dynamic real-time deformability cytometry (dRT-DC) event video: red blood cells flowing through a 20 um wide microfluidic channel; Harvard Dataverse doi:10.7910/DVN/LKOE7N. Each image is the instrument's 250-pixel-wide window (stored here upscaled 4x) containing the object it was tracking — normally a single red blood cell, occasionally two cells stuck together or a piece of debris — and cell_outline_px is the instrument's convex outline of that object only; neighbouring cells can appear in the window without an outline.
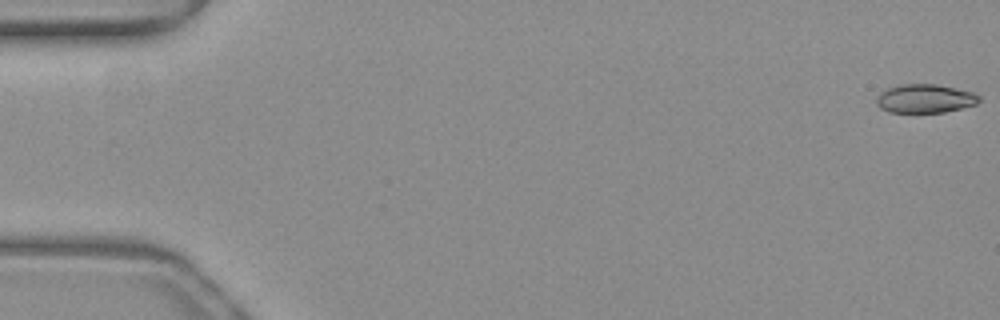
{"species": "common noctule bat (a hibernating species)", "species_latin": "Nyctalus noctula", "temperature_condition": "warm", "stored_images_in_passage": 52, "camera_frame_rate_fps": 3000, "um_per_image_px": 0.085, "animal": {"sex": "female", "body_mass_g": 19.3, "forearm_length_mm": 54.1}, "frame": {"image": 1, "passage_image": 1, "time_ms": 0.0, "image_size_px": [1000, 320], "cell_outline_px": [[980, 100], [976, 104], [944, 112], [888, 112], [880, 108], [876, 104], [876, 96], [880, 92], [888, 88], [900, 84], [936, 84], [972, 92], [980, 96]], "centroid_in_image_um": [78.58, 8.38], "position_along_channel_um": 6.4, "area_um2": 17.11}}
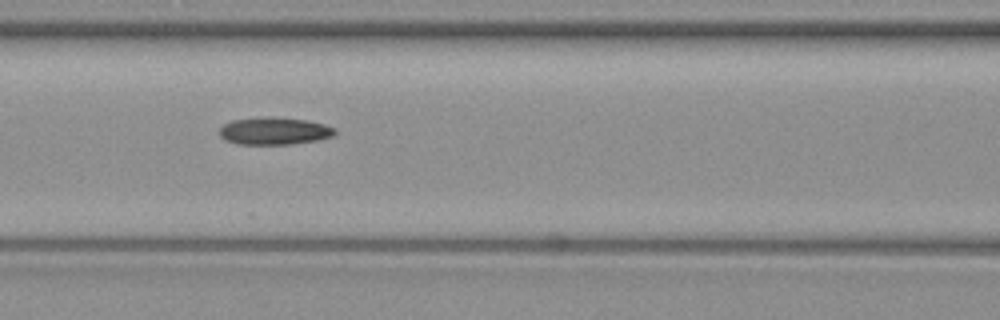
{"frame": {"image": 2, "passage_image": 23, "time_ms": 7.333, "image_size_px": [1000, 320], "cell_outline_px": [[336, 136], [320, 140], [292, 144], [236, 144], [224, 140], [220, 136], [220, 128], [224, 124], [232, 120], [308, 120], [324, 124], [336, 128]], "centroid_in_image_um": [23.38, 11.2], "position_along_channel_um": 143.2, "area_um2": 17.63}}
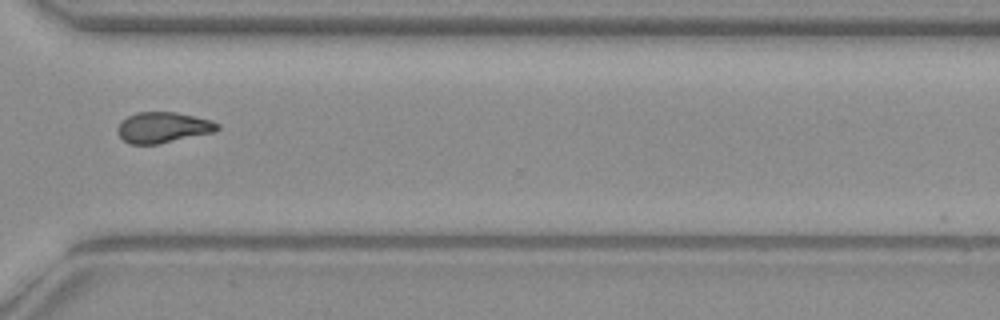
{"frame": {"image": 3, "passage_image": 39, "time_ms": 12.667, "image_size_px": [1000, 320], "cell_outline_px": [[220, 128], [216, 132], [156, 144], [128, 144], [116, 132], [116, 128], [128, 116], [136, 112], [176, 112], [212, 120], [220, 124]], "centroid_in_image_um": [13.88, 10.83], "position_along_channel_um": 356.7, "area_um2": 17.92}, "authors_computed_cell_mechanics": {"area_um2": 17.8602, "velocity_mm_per_s": 4.0059, "shape_relaxation_time_tau1_ms": 10.1545, "shape_relaxation_time_tau2_ms": 4.419, "deformation_change_tau1": 0.2425, "deformation_change_tau2": 0.124}}